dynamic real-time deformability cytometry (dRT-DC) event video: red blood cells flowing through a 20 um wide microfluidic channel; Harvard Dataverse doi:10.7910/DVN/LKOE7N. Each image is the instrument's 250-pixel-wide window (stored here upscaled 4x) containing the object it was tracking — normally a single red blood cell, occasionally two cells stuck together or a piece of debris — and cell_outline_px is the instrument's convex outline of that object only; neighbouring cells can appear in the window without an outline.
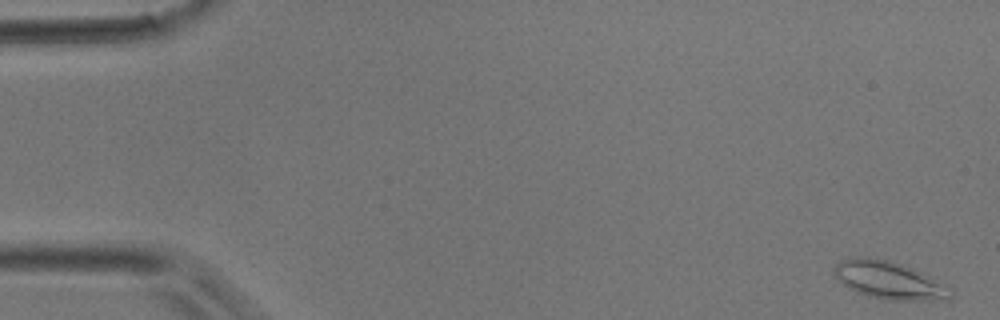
{"species": "common noctule bat (a hibernating species)", "species_latin": "Nyctalus noctula", "temperature_condition": "room temperature", "stored_images_in_passage": 4, "camera_frame_rate_fps": 3000, "um_per_image_px": 0.085, "animal": {"sex": "male", "body_mass_g": 17.9}, "frame": {"image": 1, "passage_image": 1, "time_ms": 0.0, "image_size_px": [1000, 320], "cell_outline_px": [[952, 288], [948, 300], [888, 300], [868, 296], [856, 292], [848, 288], [832, 272], [832, 268], [840, 260], [856, 256], [868, 256], [888, 260], [900, 264], [920, 272]], "centroid_in_image_um": [75.51, 23.81], "position_along_channel_um": 9.5, "area_um2": 25.49}}